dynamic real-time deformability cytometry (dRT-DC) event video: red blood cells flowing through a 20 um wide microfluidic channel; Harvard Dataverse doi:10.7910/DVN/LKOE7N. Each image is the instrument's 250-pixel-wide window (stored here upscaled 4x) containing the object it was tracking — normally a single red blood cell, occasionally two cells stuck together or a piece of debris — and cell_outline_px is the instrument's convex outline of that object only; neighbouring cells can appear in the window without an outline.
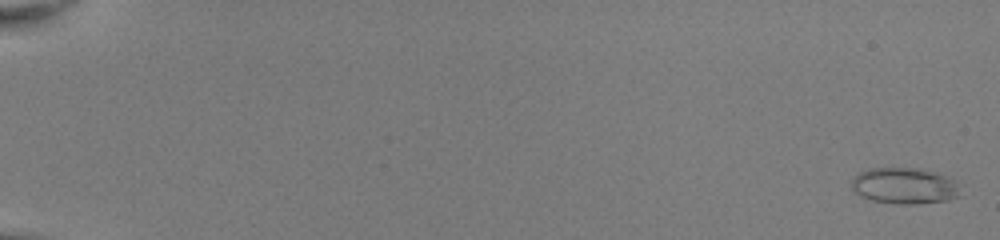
{"species": "common noctule bat (a hibernating species)", "species_latin": "Nyctalus noctula", "temperature_condition": "room temperature", "stored_images_in_passage": 53, "camera_frame_rate_fps": 3000, "um_per_image_px": 0.085, "animal": {"sex": "female", "body_mass_g": 22.0, "forearm_length_mm": 56.7}, "frame": {"image": 1, "passage_image": 2, "time_ms": 0.333, "image_size_px": [1000, 240], "cell_outline_px": [[956, 196], [948, 200], [916, 204], [896, 204], [872, 200], [860, 196], [852, 188], [852, 180], [860, 172], [868, 168], [920, 168], [944, 176], [952, 180], [956, 188]], "centroid_in_image_um": [76.79, 15.8], "position_along_channel_um": 8.2, "area_um2": 22.37}}
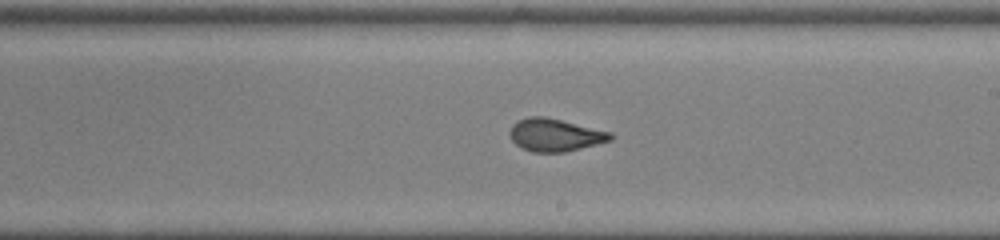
{"frame": {"image": 2, "passage_image": 34, "time_ms": 11.0, "image_size_px": [1000, 240], "cell_outline_px": [[616, 136], [612, 140], [564, 152], [532, 152], [520, 148], [512, 140], [508, 132], [512, 124], [516, 120], [528, 116], [544, 116], [612, 132]], "centroid_in_image_um": [47.15, 11.46], "position_along_channel_um": 241.8, "area_um2": 19.36}}
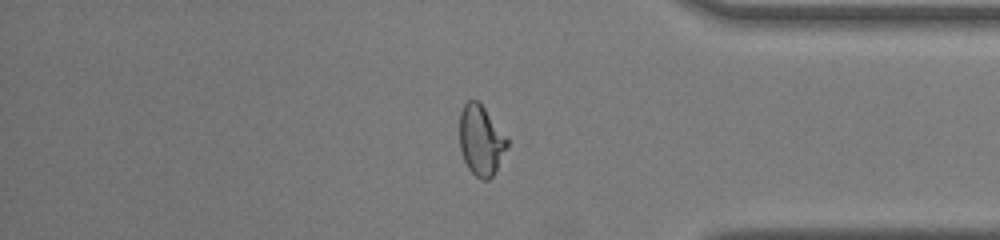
{"frame": {"image": 3, "passage_image": 46, "time_ms": 15.0, "image_size_px": [1000, 240], "cell_outline_px": [[508, 144], [496, 172], [488, 180], [480, 180], [468, 168], [464, 160], [460, 148], [460, 112], [464, 104], [468, 100], [476, 100], [484, 108], [508, 140]], "centroid_in_image_um": [40.87, 11.96], "position_along_channel_um": 394.3, "area_um2": 19.19}, "authors_computed_cell_mechanics": {"area_um2": 20.1144, "velocity_mm_per_s": 4.0725, "shape_relaxation_time_tau1_ms": 5.6265, "shape_relaxation_time_tau2_ms": 0.7741, "deformation_change_tau1": 0.1745, "deformation_change_tau2": 0.0514}}